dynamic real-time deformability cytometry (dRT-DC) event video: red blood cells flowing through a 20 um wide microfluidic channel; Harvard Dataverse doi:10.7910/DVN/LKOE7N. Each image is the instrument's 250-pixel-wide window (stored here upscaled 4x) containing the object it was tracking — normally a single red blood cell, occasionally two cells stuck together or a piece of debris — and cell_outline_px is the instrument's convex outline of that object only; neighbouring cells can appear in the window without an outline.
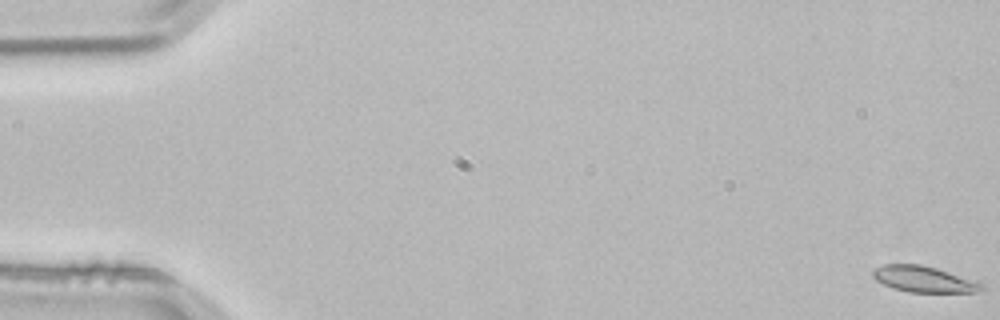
{"species": "common noctule bat (a hibernating species)", "species_latin": "Nyctalus noctula", "temperature_condition": "room temperature", "stored_images_in_passage": 54, "camera_frame_rate_fps": 3000, "um_per_image_px": 0.085, "animal": {"sex": "male", "body_mass_g": 21.5, "forearm_length_mm": 52.0}, "frame": {"image": 1, "passage_image": 1, "time_ms": 0.0, "image_size_px": [1000, 320], "cell_outline_px": [[984, 288], [976, 292], [908, 292], [892, 288], [876, 280], [872, 276], [872, 272], [876, 268], [884, 264], [920, 264], [936, 268], [984, 284]], "centroid_in_image_um": [78.48, 23.73], "position_along_channel_um": 6.5, "area_um2": 16.3}}
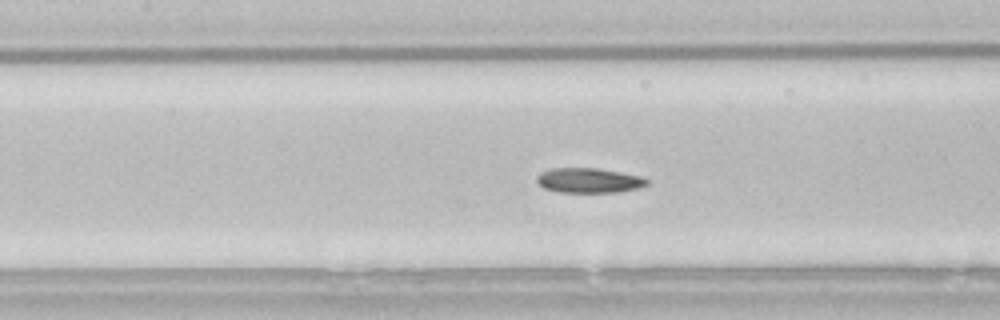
{"frame": {"image": 2, "passage_image": 25, "time_ms": 8.0, "image_size_px": [1000, 320], "cell_outline_px": [[648, 184], [640, 188], [616, 192], [560, 192], [544, 188], [536, 180], [536, 176], [540, 172], [552, 168], [596, 168], [620, 172], [640, 176], [648, 180]], "centroid_in_image_um": [50.05, 15.33], "position_along_channel_um": 157.4, "area_um2": 15.9}}
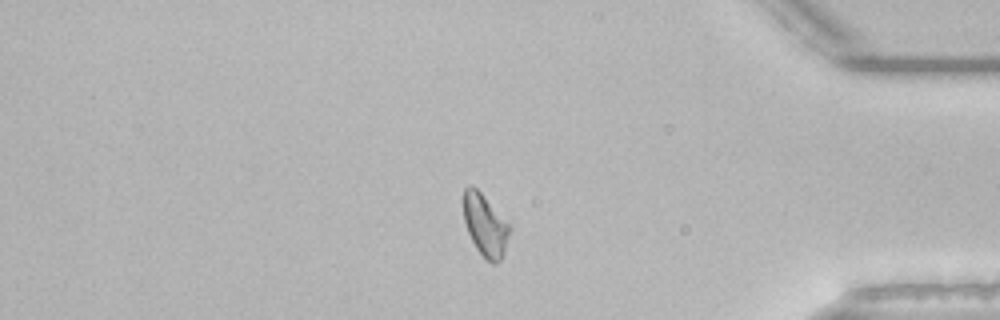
{"frame": {"image": 3, "passage_image": 46, "time_ms": 15.0, "image_size_px": [1000, 320], "cell_outline_px": [[508, 232], [504, 252], [500, 260], [496, 264], [492, 264], [476, 248], [468, 232], [464, 220], [464, 188], [468, 184], [472, 184], [480, 192], [508, 224]], "centroid_in_image_um": [41.19, 19.13], "position_along_channel_um": 394.0, "area_um2": 15.95}, "authors_computed_cell_mechanics": {"area_um2": 16.473, "velocity_mm_per_s": 3.8065, "shape_relaxation_time_tau1_ms": null, "shape_relaxation_time_tau2_ms": 5.9354, "deformation_change_tau1": null, "deformation_change_tau2": 0.0944}}